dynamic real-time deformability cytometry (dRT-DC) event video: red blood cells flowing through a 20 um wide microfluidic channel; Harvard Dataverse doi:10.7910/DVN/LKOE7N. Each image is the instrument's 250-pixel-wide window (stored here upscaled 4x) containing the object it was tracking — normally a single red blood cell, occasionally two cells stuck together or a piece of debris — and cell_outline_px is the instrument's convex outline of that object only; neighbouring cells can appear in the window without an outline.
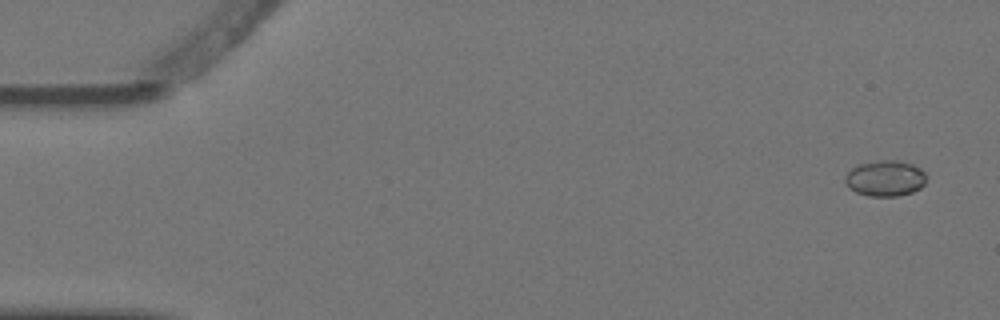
{"species": "Egyptian fruit bat (a non-hibernating species)", "species_latin": "Rousettus aegyptiacus", "temperature_condition": "warm", "stored_images_in_passage": 2, "camera_frame_rate_fps": 3000, "um_per_image_px": 0.085, "animal": {"sex": "female"}, "frame": {"image": 1, "passage_image": 1, "time_ms": 0.0, "image_size_px": [1000, 320], "cell_outline_px": [[924, 184], [920, 188], [912, 192], [900, 196], [868, 196], [856, 192], [848, 188], [844, 180], [844, 176], [852, 168], [860, 164], [880, 160], [896, 160], [912, 164], [920, 168], [924, 172]], "centroid_in_image_um": [75.21, 15.17], "position_along_channel_um": 9.8, "area_um2": 16.94}}